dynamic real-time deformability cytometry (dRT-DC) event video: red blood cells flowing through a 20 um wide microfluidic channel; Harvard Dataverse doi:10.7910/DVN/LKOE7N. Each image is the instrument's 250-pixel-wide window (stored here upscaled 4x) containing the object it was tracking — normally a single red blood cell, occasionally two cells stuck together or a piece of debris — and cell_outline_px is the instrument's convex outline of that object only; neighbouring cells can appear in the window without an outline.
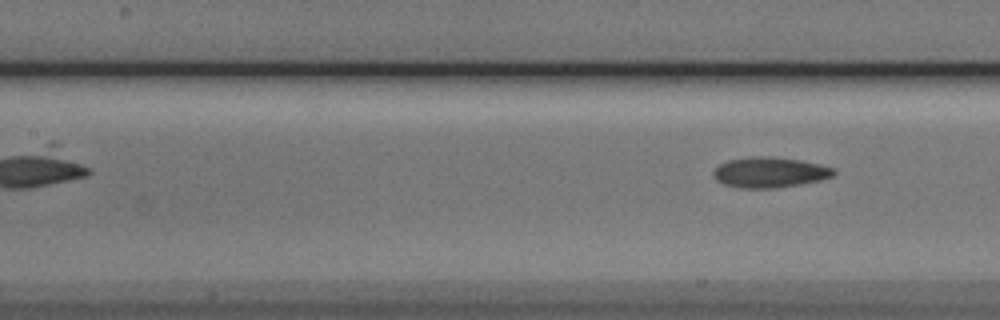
{"species": "Egyptian fruit bat (a non-hibernating species)", "species_latin": "Rousettus aegyptiacus", "temperature_condition": "cold", "stored_images_in_passage": 5, "camera_frame_rate_fps": 3000, "um_per_image_px": 0.085, "animal": {"sex": "male"}, "frame": {"image": 1, "passage_image": 5, "time_ms": 4.667, "image_size_px": [1000, 320], "cell_outline_px": [[836, 172], [832, 176], [820, 180], [772, 188], [740, 188], [724, 184], [716, 180], [712, 176], [712, 172], [720, 164], [728, 160], [752, 156], [772, 156], [800, 160], [820, 164], [836, 168]], "centroid_in_image_um": [65.41, 14.63], "position_along_channel_um": 142.0, "area_um2": 21.33}}